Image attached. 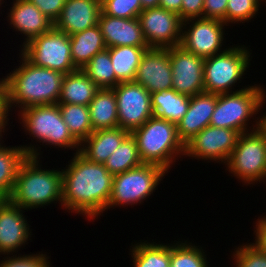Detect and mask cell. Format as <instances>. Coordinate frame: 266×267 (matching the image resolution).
Instances as JSON below:
<instances>
[{"instance_id":"9c48e42d","label":"cell","mask_w":266,"mask_h":267,"mask_svg":"<svg viewBox=\"0 0 266 267\" xmlns=\"http://www.w3.org/2000/svg\"><path fill=\"white\" fill-rule=\"evenodd\" d=\"M168 173L161 166L143 163L113 176L112 191L107 209L119 206L137 205L149 198Z\"/></svg>"},{"instance_id":"4316f807","label":"cell","mask_w":266,"mask_h":267,"mask_svg":"<svg viewBox=\"0 0 266 267\" xmlns=\"http://www.w3.org/2000/svg\"><path fill=\"white\" fill-rule=\"evenodd\" d=\"M190 104V97L177 93L174 89L151 93V107L155 117L178 124Z\"/></svg>"},{"instance_id":"b9f144b4","label":"cell","mask_w":266,"mask_h":267,"mask_svg":"<svg viewBox=\"0 0 266 267\" xmlns=\"http://www.w3.org/2000/svg\"><path fill=\"white\" fill-rule=\"evenodd\" d=\"M7 106H6V82L2 78L0 80V118H8Z\"/></svg>"},{"instance_id":"8d00e7d4","label":"cell","mask_w":266,"mask_h":267,"mask_svg":"<svg viewBox=\"0 0 266 267\" xmlns=\"http://www.w3.org/2000/svg\"><path fill=\"white\" fill-rule=\"evenodd\" d=\"M46 254H28L20 255L15 254L13 256H5L0 262V267H50L49 257Z\"/></svg>"},{"instance_id":"cb8c5ba5","label":"cell","mask_w":266,"mask_h":267,"mask_svg":"<svg viewBox=\"0 0 266 267\" xmlns=\"http://www.w3.org/2000/svg\"><path fill=\"white\" fill-rule=\"evenodd\" d=\"M74 66L82 69L97 53L107 49L100 26L69 36Z\"/></svg>"},{"instance_id":"7a4b0ae2","label":"cell","mask_w":266,"mask_h":267,"mask_svg":"<svg viewBox=\"0 0 266 267\" xmlns=\"http://www.w3.org/2000/svg\"><path fill=\"white\" fill-rule=\"evenodd\" d=\"M19 56L20 66L4 77L8 114L16 106L21 111L30 106L58 104L64 74L35 66L22 54Z\"/></svg>"},{"instance_id":"6da1fadb","label":"cell","mask_w":266,"mask_h":267,"mask_svg":"<svg viewBox=\"0 0 266 267\" xmlns=\"http://www.w3.org/2000/svg\"><path fill=\"white\" fill-rule=\"evenodd\" d=\"M68 166V167H67ZM62 208L97 219L107 209L113 175L104 164L88 161L79 152L62 169Z\"/></svg>"},{"instance_id":"ab89813d","label":"cell","mask_w":266,"mask_h":267,"mask_svg":"<svg viewBox=\"0 0 266 267\" xmlns=\"http://www.w3.org/2000/svg\"><path fill=\"white\" fill-rule=\"evenodd\" d=\"M203 6L204 0H182L180 19L203 18Z\"/></svg>"},{"instance_id":"4dcf8cb0","label":"cell","mask_w":266,"mask_h":267,"mask_svg":"<svg viewBox=\"0 0 266 267\" xmlns=\"http://www.w3.org/2000/svg\"><path fill=\"white\" fill-rule=\"evenodd\" d=\"M63 121L72 136L81 143L92 132L89 107L79 104L58 103Z\"/></svg>"},{"instance_id":"8992f818","label":"cell","mask_w":266,"mask_h":267,"mask_svg":"<svg viewBox=\"0 0 266 267\" xmlns=\"http://www.w3.org/2000/svg\"><path fill=\"white\" fill-rule=\"evenodd\" d=\"M257 120L251 132L239 135L225 166L243 185L266 180V132L261 128V116Z\"/></svg>"},{"instance_id":"ee69618b","label":"cell","mask_w":266,"mask_h":267,"mask_svg":"<svg viewBox=\"0 0 266 267\" xmlns=\"http://www.w3.org/2000/svg\"><path fill=\"white\" fill-rule=\"evenodd\" d=\"M160 0H141L142 10L159 7Z\"/></svg>"},{"instance_id":"2e32d148","label":"cell","mask_w":266,"mask_h":267,"mask_svg":"<svg viewBox=\"0 0 266 267\" xmlns=\"http://www.w3.org/2000/svg\"><path fill=\"white\" fill-rule=\"evenodd\" d=\"M134 82L149 93L172 89L170 48H149L143 54Z\"/></svg>"},{"instance_id":"ac0fdd59","label":"cell","mask_w":266,"mask_h":267,"mask_svg":"<svg viewBox=\"0 0 266 267\" xmlns=\"http://www.w3.org/2000/svg\"><path fill=\"white\" fill-rule=\"evenodd\" d=\"M101 0H66L54 28L69 36L98 24Z\"/></svg>"},{"instance_id":"4fadbf2b","label":"cell","mask_w":266,"mask_h":267,"mask_svg":"<svg viewBox=\"0 0 266 267\" xmlns=\"http://www.w3.org/2000/svg\"><path fill=\"white\" fill-rule=\"evenodd\" d=\"M239 135L236 130L209 125L185 144L184 155L227 164Z\"/></svg>"},{"instance_id":"5bb4252c","label":"cell","mask_w":266,"mask_h":267,"mask_svg":"<svg viewBox=\"0 0 266 267\" xmlns=\"http://www.w3.org/2000/svg\"><path fill=\"white\" fill-rule=\"evenodd\" d=\"M138 19L149 48L180 45L183 21L178 14L156 7L142 10Z\"/></svg>"},{"instance_id":"d4e9b609","label":"cell","mask_w":266,"mask_h":267,"mask_svg":"<svg viewBox=\"0 0 266 267\" xmlns=\"http://www.w3.org/2000/svg\"><path fill=\"white\" fill-rule=\"evenodd\" d=\"M88 107L93 131L119 127L113 88L98 89Z\"/></svg>"},{"instance_id":"d6986e66","label":"cell","mask_w":266,"mask_h":267,"mask_svg":"<svg viewBox=\"0 0 266 267\" xmlns=\"http://www.w3.org/2000/svg\"><path fill=\"white\" fill-rule=\"evenodd\" d=\"M98 25L107 48L117 46L149 47L138 17L118 18L101 12Z\"/></svg>"},{"instance_id":"8fae6325","label":"cell","mask_w":266,"mask_h":267,"mask_svg":"<svg viewBox=\"0 0 266 267\" xmlns=\"http://www.w3.org/2000/svg\"><path fill=\"white\" fill-rule=\"evenodd\" d=\"M189 24V28L186 27ZM191 24V25H190ZM226 25L223 21L210 18L188 19L182 22L180 46L187 52L194 53L202 58L224 52L222 44L224 41ZM187 30H184L186 29ZM219 52V53H218Z\"/></svg>"},{"instance_id":"1f68e13d","label":"cell","mask_w":266,"mask_h":267,"mask_svg":"<svg viewBox=\"0 0 266 267\" xmlns=\"http://www.w3.org/2000/svg\"><path fill=\"white\" fill-rule=\"evenodd\" d=\"M81 70L99 89L114 88L120 83L113 70L108 48L92 57Z\"/></svg>"},{"instance_id":"5b68a950","label":"cell","mask_w":266,"mask_h":267,"mask_svg":"<svg viewBox=\"0 0 266 267\" xmlns=\"http://www.w3.org/2000/svg\"><path fill=\"white\" fill-rule=\"evenodd\" d=\"M261 87L260 84L248 85L233 93L217 94L210 125L236 130L240 134L251 132L249 120L258 114L266 102V91Z\"/></svg>"},{"instance_id":"7dc6e473","label":"cell","mask_w":266,"mask_h":267,"mask_svg":"<svg viewBox=\"0 0 266 267\" xmlns=\"http://www.w3.org/2000/svg\"><path fill=\"white\" fill-rule=\"evenodd\" d=\"M4 199H6V197H5L3 194H0V203H1Z\"/></svg>"},{"instance_id":"f35d334b","label":"cell","mask_w":266,"mask_h":267,"mask_svg":"<svg viewBox=\"0 0 266 267\" xmlns=\"http://www.w3.org/2000/svg\"><path fill=\"white\" fill-rule=\"evenodd\" d=\"M228 0H204L203 18L218 19L226 18Z\"/></svg>"},{"instance_id":"d6a6232c","label":"cell","mask_w":266,"mask_h":267,"mask_svg":"<svg viewBox=\"0 0 266 267\" xmlns=\"http://www.w3.org/2000/svg\"><path fill=\"white\" fill-rule=\"evenodd\" d=\"M186 242L170 245V267H209L202 247Z\"/></svg>"},{"instance_id":"e0dca14e","label":"cell","mask_w":266,"mask_h":267,"mask_svg":"<svg viewBox=\"0 0 266 267\" xmlns=\"http://www.w3.org/2000/svg\"><path fill=\"white\" fill-rule=\"evenodd\" d=\"M23 211L8 198L0 203V255L17 253L31 237L32 232Z\"/></svg>"},{"instance_id":"bcb514c9","label":"cell","mask_w":266,"mask_h":267,"mask_svg":"<svg viewBox=\"0 0 266 267\" xmlns=\"http://www.w3.org/2000/svg\"><path fill=\"white\" fill-rule=\"evenodd\" d=\"M261 128L266 132V113L261 117Z\"/></svg>"},{"instance_id":"52a82bcc","label":"cell","mask_w":266,"mask_h":267,"mask_svg":"<svg viewBox=\"0 0 266 267\" xmlns=\"http://www.w3.org/2000/svg\"><path fill=\"white\" fill-rule=\"evenodd\" d=\"M18 113L20 124L37 142L79 152L80 143L69 132L58 104L30 106Z\"/></svg>"},{"instance_id":"f1b7e54d","label":"cell","mask_w":266,"mask_h":267,"mask_svg":"<svg viewBox=\"0 0 266 267\" xmlns=\"http://www.w3.org/2000/svg\"><path fill=\"white\" fill-rule=\"evenodd\" d=\"M141 242L132 245L134 267H170V245Z\"/></svg>"},{"instance_id":"277c9868","label":"cell","mask_w":266,"mask_h":267,"mask_svg":"<svg viewBox=\"0 0 266 267\" xmlns=\"http://www.w3.org/2000/svg\"><path fill=\"white\" fill-rule=\"evenodd\" d=\"M131 135L145 164L161 166L168 172L176 159L184 156L185 145L178 137L177 125L170 121L153 116Z\"/></svg>"},{"instance_id":"e575fe53","label":"cell","mask_w":266,"mask_h":267,"mask_svg":"<svg viewBox=\"0 0 266 267\" xmlns=\"http://www.w3.org/2000/svg\"><path fill=\"white\" fill-rule=\"evenodd\" d=\"M141 11V0H101V12L112 17L136 18Z\"/></svg>"},{"instance_id":"3957f363","label":"cell","mask_w":266,"mask_h":267,"mask_svg":"<svg viewBox=\"0 0 266 267\" xmlns=\"http://www.w3.org/2000/svg\"><path fill=\"white\" fill-rule=\"evenodd\" d=\"M62 185V169H41L38 158L27 156L18 169L13 191L7 198L24 210L59 201L62 206Z\"/></svg>"},{"instance_id":"603a6c76","label":"cell","mask_w":266,"mask_h":267,"mask_svg":"<svg viewBox=\"0 0 266 267\" xmlns=\"http://www.w3.org/2000/svg\"><path fill=\"white\" fill-rule=\"evenodd\" d=\"M38 148L30 146H0V192L7 198L13 191L15 179L21 163L27 156L40 160Z\"/></svg>"},{"instance_id":"30bf717a","label":"cell","mask_w":266,"mask_h":267,"mask_svg":"<svg viewBox=\"0 0 266 267\" xmlns=\"http://www.w3.org/2000/svg\"><path fill=\"white\" fill-rule=\"evenodd\" d=\"M22 47L20 53L35 66L58 71L64 75L78 70L72 61L69 35L54 27L34 37Z\"/></svg>"},{"instance_id":"74e56055","label":"cell","mask_w":266,"mask_h":267,"mask_svg":"<svg viewBox=\"0 0 266 267\" xmlns=\"http://www.w3.org/2000/svg\"><path fill=\"white\" fill-rule=\"evenodd\" d=\"M39 8L51 21L55 22L59 17L66 0H28Z\"/></svg>"},{"instance_id":"d590c367","label":"cell","mask_w":266,"mask_h":267,"mask_svg":"<svg viewBox=\"0 0 266 267\" xmlns=\"http://www.w3.org/2000/svg\"><path fill=\"white\" fill-rule=\"evenodd\" d=\"M235 267H266V253L257 250L250 243L235 248Z\"/></svg>"},{"instance_id":"60d3db41","label":"cell","mask_w":266,"mask_h":267,"mask_svg":"<svg viewBox=\"0 0 266 267\" xmlns=\"http://www.w3.org/2000/svg\"><path fill=\"white\" fill-rule=\"evenodd\" d=\"M255 224V243L250 244L253 245L257 250L266 253V215L260 219L258 218Z\"/></svg>"},{"instance_id":"836d02e7","label":"cell","mask_w":266,"mask_h":267,"mask_svg":"<svg viewBox=\"0 0 266 267\" xmlns=\"http://www.w3.org/2000/svg\"><path fill=\"white\" fill-rule=\"evenodd\" d=\"M264 0H228L226 9V18L223 22L245 23L256 16L259 10L260 2Z\"/></svg>"},{"instance_id":"ffe728a7","label":"cell","mask_w":266,"mask_h":267,"mask_svg":"<svg viewBox=\"0 0 266 267\" xmlns=\"http://www.w3.org/2000/svg\"><path fill=\"white\" fill-rule=\"evenodd\" d=\"M12 7L9 9L8 20L15 31L20 32L26 38L22 46L34 37L50 31L54 22L45 16L37 6L28 0H12Z\"/></svg>"},{"instance_id":"ba28073f","label":"cell","mask_w":266,"mask_h":267,"mask_svg":"<svg viewBox=\"0 0 266 267\" xmlns=\"http://www.w3.org/2000/svg\"><path fill=\"white\" fill-rule=\"evenodd\" d=\"M248 47L230 46L224 52L205 58L204 91L213 94L235 92L232 87L240 82L249 68L250 53Z\"/></svg>"},{"instance_id":"83f0119b","label":"cell","mask_w":266,"mask_h":267,"mask_svg":"<svg viewBox=\"0 0 266 267\" xmlns=\"http://www.w3.org/2000/svg\"><path fill=\"white\" fill-rule=\"evenodd\" d=\"M110 59L120 82L134 81L143 54L149 47H109Z\"/></svg>"},{"instance_id":"484cf974","label":"cell","mask_w":266,"mask_h":267,"mask_svg":"<svg viewBox=\"0 0 266 267\" xmlns=\"http://www.w3.org/2000/svg\"><path fill=\"white\" fill-rule=\"evenodd\" d=\"M98 89L83 70L78 69L64 75L58 103L88 106Z\"/></svg>"},{"instance_id":"44dd1931","label":"cell","mask_w":266,"mask_h":267,"mask_svg":"<svg viewBox=\"0 0 266 267\" xmlns=\"http://www.w3.org/2000/svg\"><path fill=\"white\" fill-rule=\"evenodd\" d=\"M216 102L217 94L205 91L190 97L188 110L177 124V134L184 145L210 125Z\"/></svg>"},{"instance_id":"f6af8a7d","label":"cell","mask_w":266,"mask_h":267,"mask_svg":"<svg viewBox=\"0 0 266 267\" xmlns=\"http://www.w3.org/2000/svg\"><path fill=\"white\" fill-rule=\"evenodd\" d=\"M8 121H9V119L8 118H0V146H1V138H3L2 137V132L4 133V132H6V126L8 125Z\"/></svg>"},{"instance_id":"9a60e30c","label":"cell","mask_w":266,"mask_h":267,"mask_svg":"<svg viewBox=\"0 0 266 267\" xmlns=\"http://www.w3.org/2000/svg\"><path fill=\"white\" fill-rule=\"evenodd\" d=\"M204 61V58L187 52L180 45L170 47L172 89L189 97L204 92Z\"/></svg>"},{"instance_id":"7bdbcfd3","label":"cell","mask_w":266,"mask_h":267,"mask_svg":"<svg viewBox=\"0 0 266 267\" xmlns=\"http://www.w3.org/2000/svg\"><path fill=\"white\" fill-rule=\"evenodd\" d=\"M182 6V0H160L159 7L164 8L168 11L174 12L179 15Z\"/></svg>"},{"instance_id":"7402d4cb","label":"cell","mask_w":266,"mask_h":267,"mask_svg":"<svg viewBox=\"0 0 266 267\" xmlns=\"http://www.w3.org/2000/svg\"><path fill=\"white\" fill-rule=\"evenodd\" d=\"M129 134L120 127L93 131L80 143L79 153L88 161L104 164Z\"/></svg>"},{"instance_id":"7c38bea8","label":"cell","mask_w":266,"mask_h":267,"mask_svg":"<svg viewBox=\"0 0 266 267\" xmlns=\"http://www.w3.org/2000/svg\"><path fill=\"white\" fill-rule=\"evenodd\" d=\"M115 92L119 127L130 133L141 127L154 116L151 107V93L134 82H120Z\"/></svg>"},{"instance_id":"f546056e","label":"cell","mask_w":266,"mask_h":267,"mask_svg":"<svg viewBox=\"0 0 266 267\" xmlns=\"http://www.w3.org/2000/svg\"><path fill=\"white\" fill-rule=\"evenodd\" d=\"M140 159L137 143L131 133L122 141L120 146L108 157L104 166L113 176L130 169L139 167Z\"/></svg>"}]
</instances>
